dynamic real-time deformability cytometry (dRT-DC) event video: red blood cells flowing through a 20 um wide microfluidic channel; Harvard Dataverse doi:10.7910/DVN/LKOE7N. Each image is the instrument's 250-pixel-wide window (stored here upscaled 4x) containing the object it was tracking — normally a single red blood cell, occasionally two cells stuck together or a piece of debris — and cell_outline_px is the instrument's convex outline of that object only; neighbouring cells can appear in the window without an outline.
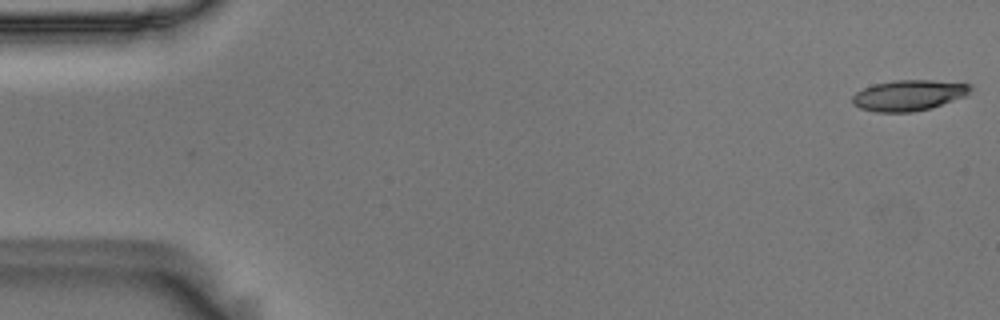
{"species": "Egyptian fruit bat (a non-hibernating species)", "species_latin": "Rousettus aegyptiacus", "temperature_condition": "room temperature", "stored_images_in_passage": 55, "camera_frame_rate_fps": 3000, "um_per_image_px": 0.085, "animal": {"sex": "male"}, "frame": {"image": 1, "passage_image": 1, "time_ms": 0.0, "image_size_px": [1000, 320], "cell_outline_px": [[972, 88], [964, 96], [928, 108], [912, 112], [876, 112], [860, 108], [852, 104], [852, 96], [856, 92], [872, 84], [892, 80], [932, 80], [972, 84]], "centroid_in_image_um": [77.18, 8.09], "position_along_channel_um": 7.8, "area_um2": 20.98}}
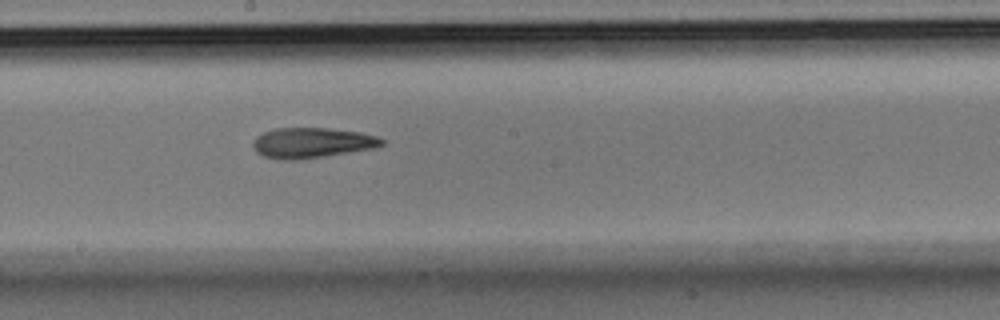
{"frame": {"image": 2, "passage_image": 30, "time_ms": 9.667, "image_size_px": [1000, 320], "cell_outline_px": [[384, 144], [376, 148], [324, 156], [296, 160], [284, 160], [264, 156], [256, 152], [252, 144], [256, 136], [264, 132], [276, 128], [328, 128], [360, 132], [376, 136], [384, 140]], "centroid_in_image_um": [26.52, 12.14], "position_along_channel_um": 221.7, "area_um2": 22.72}}
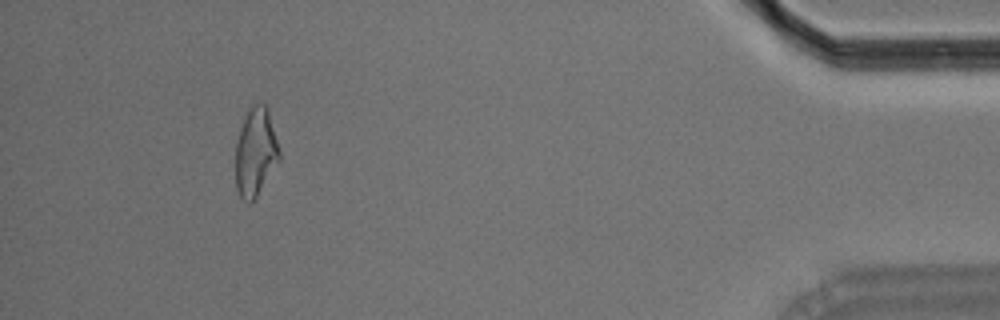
{"frame": {"image": 3, "passage_image": 51, "time_ms": 16.667, "image_size_px": [1000, 320], "cell_outline_px": [[280, 160], [256, 196], [248, 204], [240, 196], [236, 188], [236, 144], [240, 128], [248, 108], [252, 104], [264, 104], [268, 108], [280, 152]], "centroid_in_image_um": [21.72, 12.91], "position_along_channel_um": 413.5, "area_um2": 22.37}, "authors_computed_cell_mechanics": {"area_um2": 22.3686, "velocity_mm_per_s": 3.6382, "shape_relaxation_time_tau1_ms": 7.6539, "shape_relaxation_time_tau2_ms": 6.3029, "deformation_change_tau1": 0.2224, "deformation_change_tau2": 0.1886}}